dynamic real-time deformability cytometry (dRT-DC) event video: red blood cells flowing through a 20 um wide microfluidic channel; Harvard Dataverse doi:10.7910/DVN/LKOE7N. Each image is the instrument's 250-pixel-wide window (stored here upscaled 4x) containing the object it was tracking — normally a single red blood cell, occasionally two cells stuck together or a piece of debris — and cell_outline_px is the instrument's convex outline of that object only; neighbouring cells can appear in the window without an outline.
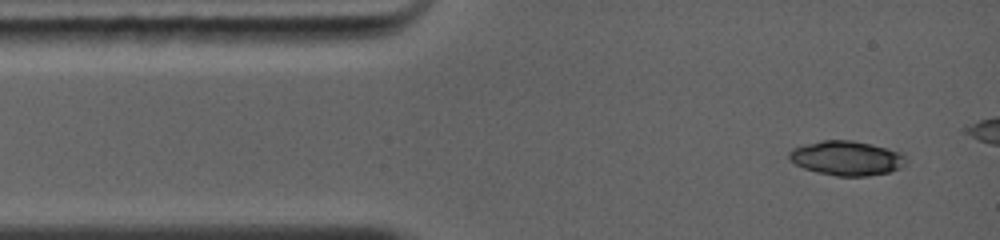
{"species": "common noctule bat (a hibernating species)", "species_latin": "Nyctalus noctula", "temperature_condition": "warm", "stored_images_in_passage": 4, "camera_frame_rate_fps": 5000, "um_per_image_px": 0.085, "animal": {"sex": "female", "body_mass_g": 19.0, "forearm_length_mm": 56.7}, "frame": {"image": 1, "passage_image": 1, "time_ms": 0.0, "image_size_px": [1000, 240], "cell_outline_px": [[908, 160], [900, 168], [888, 172], [868, 176], [836, 176], [816, 172], [804, 168], [796, 164], [788, 156], [788, 152], [792, 148], [804, 144], [820, 140], [852, 140], [872, 144], [900, 152]], "centroid_in_image_um": [71.95, 13.44], "position_along_channel_um": 13.0, "area_um2": 23.52}}